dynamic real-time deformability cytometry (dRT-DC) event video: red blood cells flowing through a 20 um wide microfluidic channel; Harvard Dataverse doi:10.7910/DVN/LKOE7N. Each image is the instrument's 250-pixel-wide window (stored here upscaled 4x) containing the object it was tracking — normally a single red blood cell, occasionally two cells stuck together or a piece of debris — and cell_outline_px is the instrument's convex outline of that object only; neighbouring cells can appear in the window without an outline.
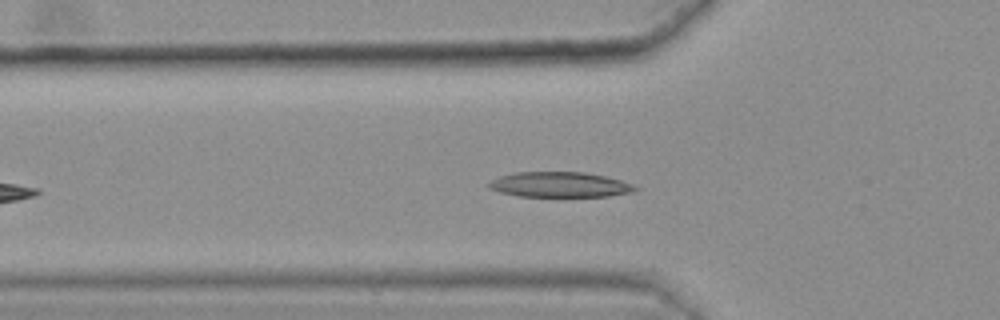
{"species": "common noctule bat (a hibernating species)", "species_latin": "Nyctalus noctula", "temperature_condition": "warm", "stored_images_in_passage": 35, "camera_frame_rate_fps": 3000, "um_per_image_px": 0.085, "animal": {"sex": "female", "body_mass_g": 25.1}, "frame": {"image": 1, "passage_image": 10, "time_ms": 3.0, "image_size_px": [1000, 320], "cell_outline_px": [[640, 188], [632, 192], [608, 196], [520, 196], [500, 192], [488, 188], [484, 184], [500, 176], [516, 172], [584, 172], [604, 176], [620, 180], [632, 184]], "centroid_in_image_um": [47.55, 15.69], "position_along_channel_um": 78.3, "area_um2": 21.44}}
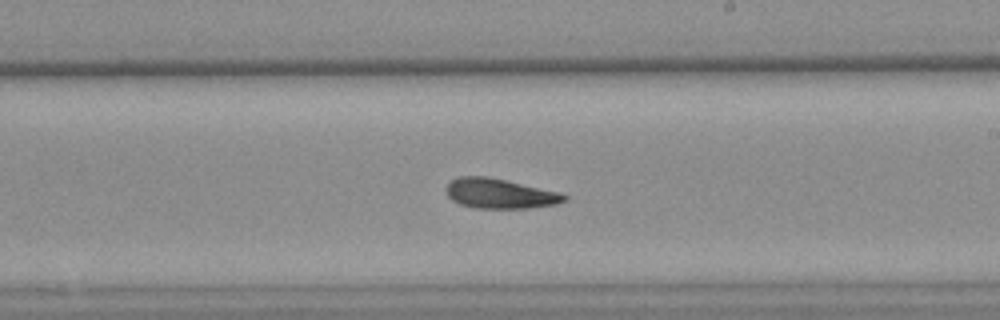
{"frame": {"image": 2, "passage_image": 24, "time_ms": 7.667, "image_size_px": [1000, 320], "cell_outline_px": [[568, 196], [564, 200], [556, 204], [528, 208], [476, 208], [460, 204], [452, 200], [448, 196], [444, 188], [452, 180], [460, 176], [488, 176], [560, 192]], "centroid_in_image_um": [42.45, 16.45], "position_along_channel_um": 246.5, "area_um2": 20.52}}
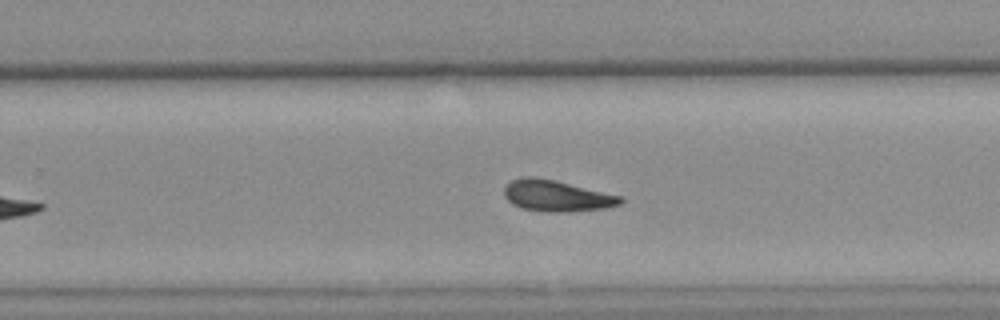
{"frame": {"image": 3, "passage_image": 27, "time_ms": 8.667, "image_size_px": [1000, 320], "cell_outline_px": [[624, 200], [620, 204], [604, 208], [572, 212], [544, 212], [524, 208], [512, 204], [504, 196], [504, 188], [512, 180], [528, 176], [532, 176], [556, 180], [620, 196]], "centroid_in_image_um": [47.3, 16.65], "position_along_channel_um": 282.5, "area_um2": 21.04}, "authors_computed_cell_mechanics": {"area_um2": 21.0392, "velocity_mm_per_s": 3.602, "shape_relaxation_time_tau1_ms": 8.4, "shape_relaxation_time_tau2_ms": 5.5086, "deformation_change_tau1": 0.2024, "deformation_change_tau2": 0.1172}}